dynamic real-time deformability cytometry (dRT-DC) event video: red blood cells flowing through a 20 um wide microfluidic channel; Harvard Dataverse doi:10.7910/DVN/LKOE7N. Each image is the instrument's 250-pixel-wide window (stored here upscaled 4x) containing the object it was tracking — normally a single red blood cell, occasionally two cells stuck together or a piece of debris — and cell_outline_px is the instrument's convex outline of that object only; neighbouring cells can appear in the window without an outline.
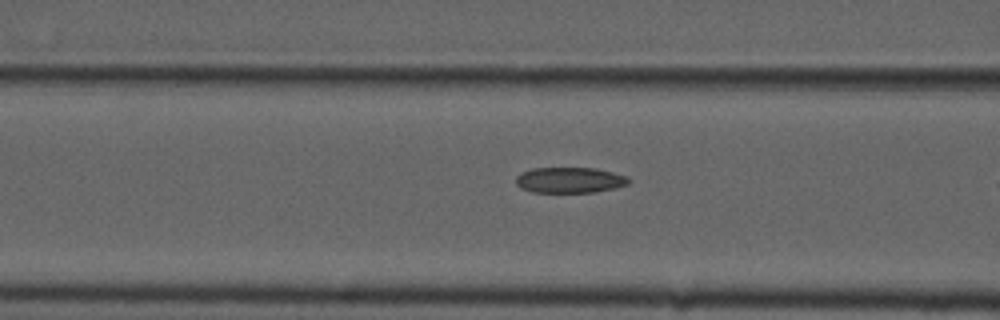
{"species": "common noctule bat (a hibernating species)", "species_latin": "Nyctalus noctula", "temperature_condition": "cold", "stored_images_in_passage": 6, "camera_frame_rate_fps": 3000, "um_per_image_px": 0.085, "animal": {"sex": "male", "forearm_length_mm": 52.5}, "frame": {"image": 1, "passage_image": 5, "time_ms": 1.333, "image_size_px": [1000, 320], "cell_outline_px": [[632, 180], [628, 184], [616, 188], [592, 192], [532, 192], [520, 188], [516, 184], [516, 176], [520, 172], [532, 168], [596, 168], [628, 176]], "centroid_in_image_um": [48.43, 15.3], "position_along_channel_um": 118.2, "area_um2": 17.05}}